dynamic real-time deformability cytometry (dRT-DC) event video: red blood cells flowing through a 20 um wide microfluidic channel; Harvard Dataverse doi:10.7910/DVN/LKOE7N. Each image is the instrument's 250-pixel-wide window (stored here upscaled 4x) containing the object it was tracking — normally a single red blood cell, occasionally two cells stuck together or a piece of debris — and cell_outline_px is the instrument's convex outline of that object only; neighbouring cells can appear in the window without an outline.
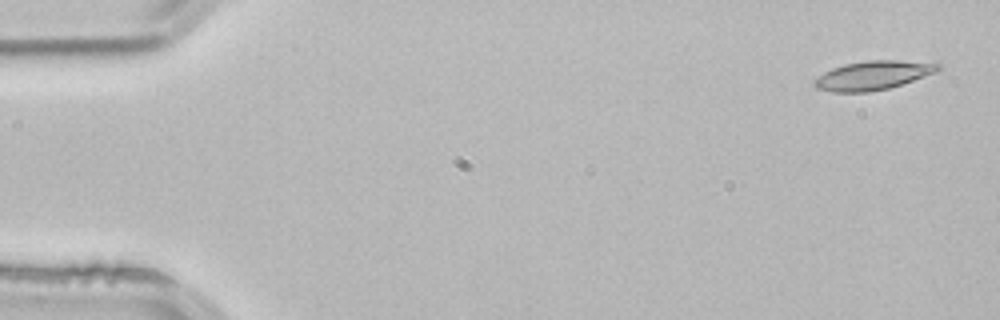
{"species": "common noctule bat (a hibernating species)", "species_latin": "Nyctalus noctula", "temperature_condition": "room temperature", "stored_images_in_passage": 4, "camera_frame_rate_fps": 3000, "um_per_image_px": 0.085, "animal": {"sex": "male", "body_mass_g": 21.5, "forearm_length_mm": 52.0}, "frame": {"image": 1, "passage_image": 1, "time_ms": 0.0, "image_size_px": [1000, 320], "cell_outline_px": [[940, 68], [936, 72], [888, 88], [868, 92], [832, 92], [816, 88], [812, 84], [812, 80], [824, 72], [832, 68], [844, 64], [868, 60], [896, 60], [940, 64]], "centroid_in_image_um": [74.12, 6.41], "position_along_channel_um": 10.9, "area_um2": 20.63}}
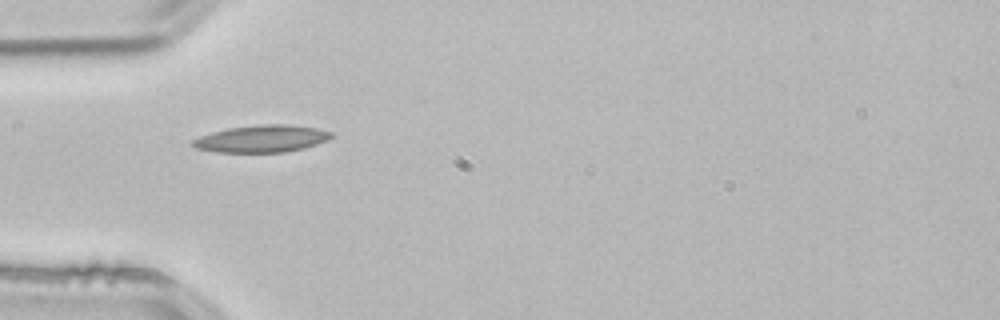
{"frame": {"image": 2, "passage_image": 4, "time_ms": 1.0, "image_size_px": [1000, 320], "cell_outline_px": [[332, 136], [328, 140], [304, 148], [284, 152], [216, 152], [196, 148], [188, 144], [192, 140], [200, 136], [212, 132], [228, 128], [260, 124], [288, 124], [316, 128], [332, 132]], "centroid_in_image_um": [22.22, 11.79], "position_along_channel_um": 62.8, "area_um2": 21.96}}